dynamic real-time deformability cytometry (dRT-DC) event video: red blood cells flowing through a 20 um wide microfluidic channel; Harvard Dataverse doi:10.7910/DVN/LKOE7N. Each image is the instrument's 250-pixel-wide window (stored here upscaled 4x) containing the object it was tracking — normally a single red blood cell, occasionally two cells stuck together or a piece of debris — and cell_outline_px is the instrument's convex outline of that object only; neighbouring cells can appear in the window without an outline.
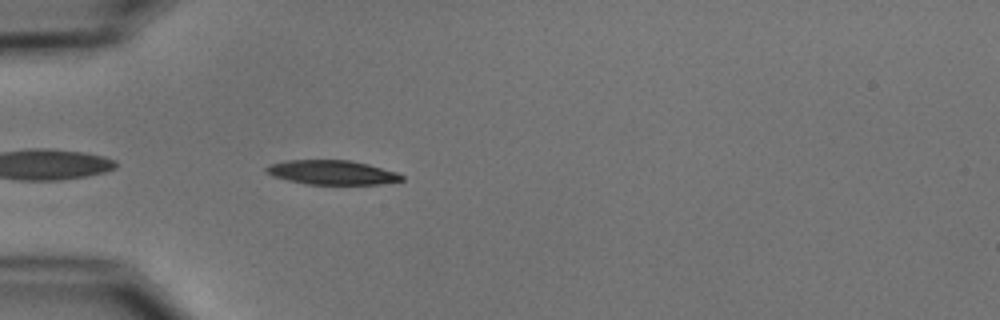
{"species": "common noctule bat (a hibernating species)", "species_latin": "Nyctalus noctula", "temperature_condition": "cold", "stored_images_in_passage": 40, "camera_frame_rate_fps": 3000, "um_per_image_px": 0.085, "animal": {"sex": "male", "body_mass_g": 15.6}, "frame": {"image": 1, "passage_image": 2, "time_ms": 0.333, "image_size_px": [1000, 320], "cell_outline_px": [[404, 180], [380, 184], [308, 184], [288, 180], [272, 176], [264, 172], [264, 168], [268, 164], [284, 160], [352, 160], [368, 164], [396, 172], [404, 176]], "centroid_in_image_um": [28.17, 14.65], "position_along_channel_um": 56.8, "area_um2": 19.31}}
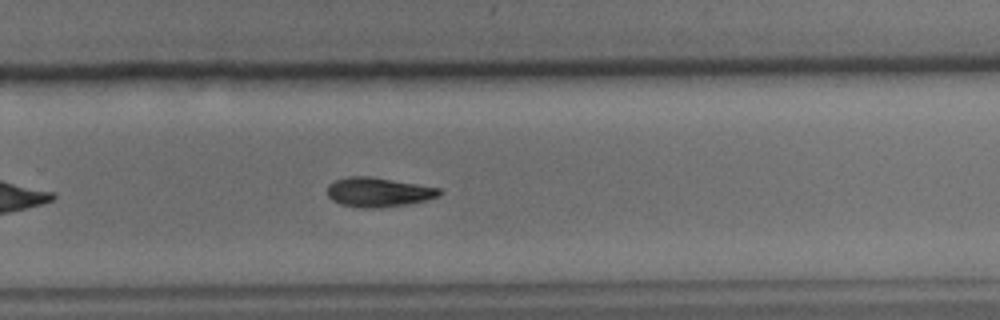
{"frame": {"image": 2, "passage_image": 22, "time_ms": 7.0, "image_size_px": [1000, 320], "cell_outline_px": [[440, 196], [408, 204], [380, 208], [360, 208], [340, 204], [332, 200], [328, 196], [328, 184], [332, 180], [348, 176], [372, 176], [440, 188]], "centroid_in_image_um": [32.11, 16.33], "position_along_channel_um": 297.7, "area_um2": 19.36}}
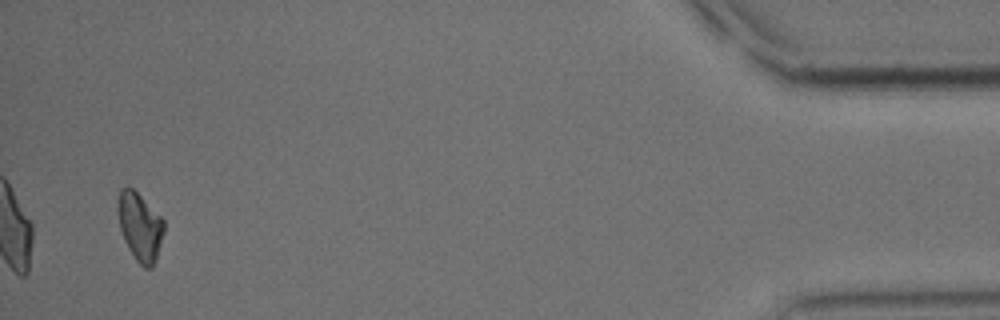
{"frame": {"image": 3, "passage_image": 38, "time_ms": 12.333, "image_size_px": [1000, 320], "cell_outline_px": [[164, 232], [156, 260], [152, 268], [144, 268], [136, 260], [128, 248], [124, 240], [120, 228], [116, 208], [116, 200], [120, 188], [132, 188], [164, 220]], "centroid_in_image_um": [11.87, 19.28], "position_along_channel_um": 423.3, "area_um2": 18.32}, "authors_computed_cell_mechanics": {"area_um2": 19.1896, "velocity_mm_per_s": 3.7276, "shape_relaxation_time_tau1_ms": 2.6394, "shape_relaxation_time_tau2_ms": null, "deformation_change_tau1": 0.114, "deformation_change_tau2": null}}